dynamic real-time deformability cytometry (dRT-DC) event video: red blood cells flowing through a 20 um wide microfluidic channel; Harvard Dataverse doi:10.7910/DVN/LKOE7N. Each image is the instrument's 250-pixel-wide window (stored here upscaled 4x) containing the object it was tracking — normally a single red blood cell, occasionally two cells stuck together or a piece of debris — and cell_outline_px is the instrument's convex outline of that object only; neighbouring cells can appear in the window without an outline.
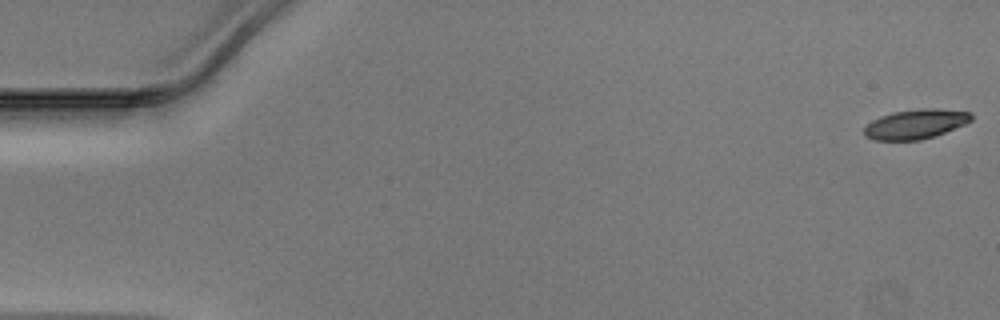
{"species": "Egyptian fruit bat (a non-hibernating species)", "species_latin": "Rousettus aegyptiacus", "temperature_condition": "warm", "stored_images_in_passage": 48, "camera_frame_rate_fps": 3000, "um_per_image_px": 0.085, "animal": {"sex": "male"}, "frame": {"image": 1, "passage_image": 1, "time_ms": 0.0, "image_size_px": [1000, 320], "cell_outline_px": [[972, 120], [964, 124], [944, 132], [920, 140], [872, 140], [864, 136], [864, 128], [872, 120], [880, 116], [892, 112], [920, 108], [940, 108], [972, 112]], "centroid_in_image_um": [77.81, 10.53], "position_along_channel_um": 7.2, "area_um2": 18.5}}
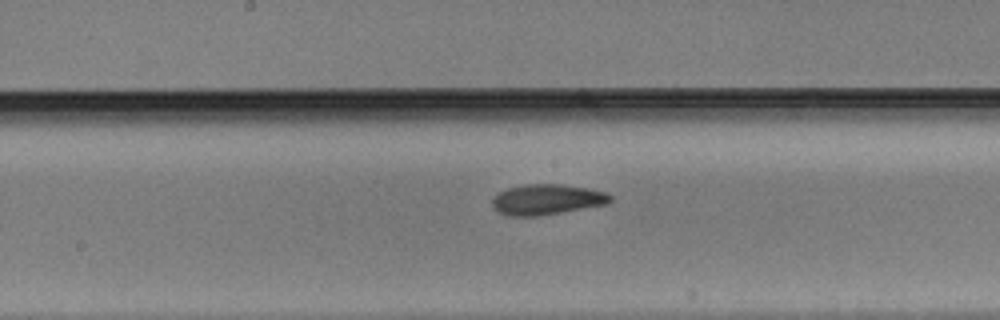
{"frame": {"image": 2, "passage_image": 26, "time_ms": 8.333, "image_size_px": [1000, 320], "cell_outline_px": [[612, 200], [608, 204], [536, 216], [508, 216], [492, 208], [492, 200], [500, 192], [508, 188], [524, 184], [560, 184], [588, 188], [604, 192], [612, 196]], "centroid_in_image_um": [46.48, 16.95], "position_along_channel_um": 201.7, "area_um2": 20.81}}
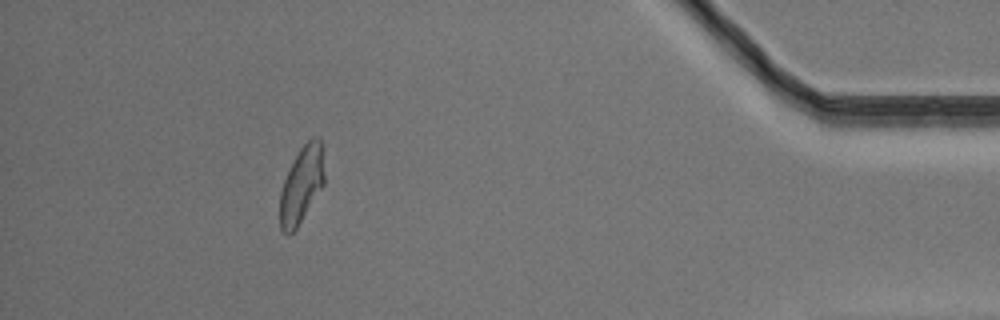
{"frame": {"image": 3, "passage_image": 45, "time_ms": 14.667, "image_size_px": [1000, 320], "cell_outline_px": [[324, 184], [296, 228], [288, 236], [280, 228], [280, 192], [284, 180], [300, 148], [312, 136], [320, 136], [324, 148]], "centroid_in_image_um": [25.67, 15.65], "position_along_channel_um": 409.5, "area_um2": 19.88}}